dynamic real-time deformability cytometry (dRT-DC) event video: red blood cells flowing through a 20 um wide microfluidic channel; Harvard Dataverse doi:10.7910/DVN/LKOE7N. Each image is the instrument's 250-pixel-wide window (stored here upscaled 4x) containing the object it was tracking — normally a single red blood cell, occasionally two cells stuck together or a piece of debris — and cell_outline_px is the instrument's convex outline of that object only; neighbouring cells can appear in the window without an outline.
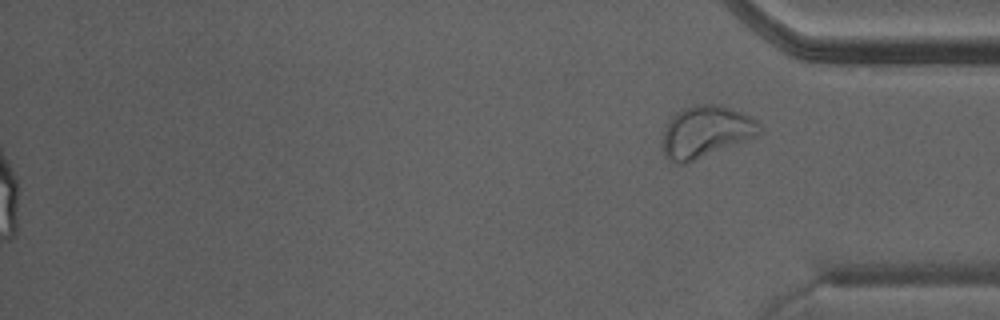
{"species": "Egyptian fruit bat (a non-hibernating species)", "species_latin": "Rousettus aegyptiacus", "temperature_condition": "warm", "stored_images_in_passage": 40, "segment_of_instrument_passage": [2, 2], "camera_frame_rate_fps": 3000, "um_per_image_px": 0.085, "animal": {"sex": "male"}, "frame": {"image": 1, "passage_image": 40, "time_ms": 13.0, "image_size_px": [1000, 320], "cell_outline_px": [[764, 132], [756, 136], [688, 164], [676, 164], [668, 160], [664, 156], [664, 132], [668, 120], [676, 112], [684, 108], [696, 104], [720, 104], [752, 116], [764, 128]], "centroid_in_image_um": [60.03, 11.2], "position_along_channel_um": 375.2, "area_um2": 29.65}}